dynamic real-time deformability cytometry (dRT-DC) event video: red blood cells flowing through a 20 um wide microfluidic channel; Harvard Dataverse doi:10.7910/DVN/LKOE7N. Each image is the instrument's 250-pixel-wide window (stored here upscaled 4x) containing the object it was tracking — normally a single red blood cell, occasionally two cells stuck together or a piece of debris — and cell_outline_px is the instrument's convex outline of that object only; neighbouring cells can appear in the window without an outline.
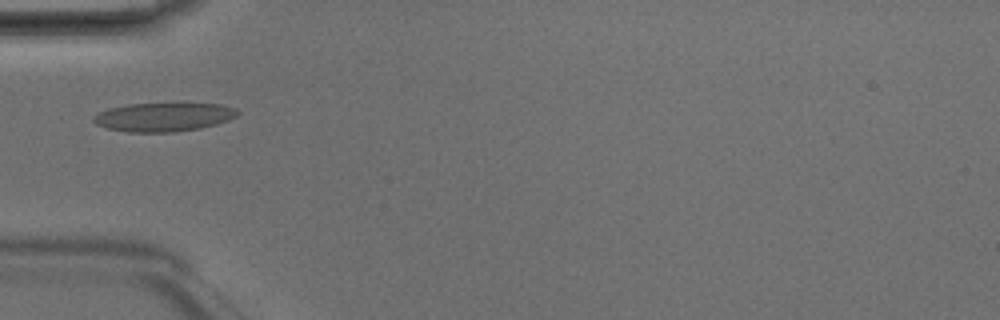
{"species": "Egyptian fruit bat (a non-hibernating species)", "species_latin": "Rousettus aegyptiacus", "temperature_condition": "room temperature", "stored_images_in_passage": 4, "camera_frame_rate_fps": 3000, "um_per_image_px": 0.085, "animal": {"sex": "male"}, "frame": {"image": 1, "passage_image": 3, "time_ms": 0.667, "image_size_px": [1000, 320], "cell_outline_px": [[240, 112], [236, 116], [228, 120], [216, 124], [200, 128], [172, 132], [128, 132], [108, 128], [96, 124], [92, 120], [92, 116], [108, 108], [128, 104], [220, 104], [236, 108]], "centroid_in_image_um": [13.89, 9.95], "position_along_channel_um": 71.1, "area_um2": 23.93}}